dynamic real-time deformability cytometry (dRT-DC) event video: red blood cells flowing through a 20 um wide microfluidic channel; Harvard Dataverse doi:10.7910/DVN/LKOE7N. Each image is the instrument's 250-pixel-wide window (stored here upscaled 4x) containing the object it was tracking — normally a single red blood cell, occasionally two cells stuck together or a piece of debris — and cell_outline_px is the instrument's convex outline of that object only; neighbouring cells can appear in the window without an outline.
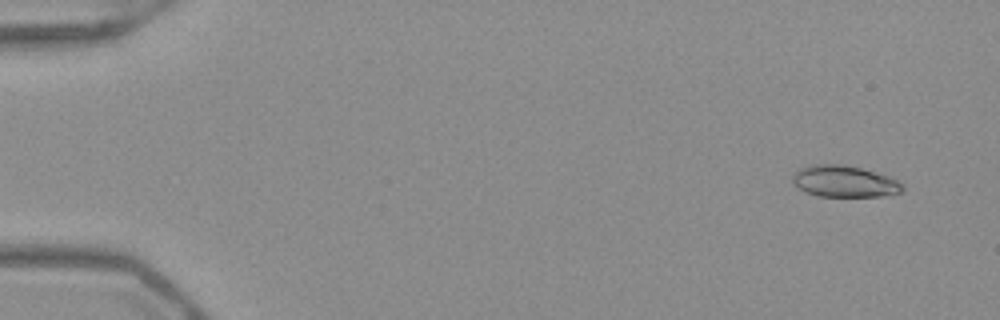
{"species": "Egyptian fruit bat (a non-hibernating species)", "species_latin": "Rousettus aegyptiacus", "temperature_condition": "warm", "stored_images_in_passage": 52, "camera_frame_rate_fps": 3000, "um_per_image_px": 0.085, "frame": {"image": 1, "passage_image": 4, "time_ms": 1.0, "image_size_px": [1000, 320], "cell_outline_px": [[904, 188], [900, 192], [880, 196], [816, 196], [792, 184], [792, 176], [800, 168], [808, 164], [844, 164], [860, 168], [888, 176], [904, 184]], "centroid_in_image_um": [71.74, 15.41], "position_along_channel_um": 13.3, "area_um2": 20.11}}
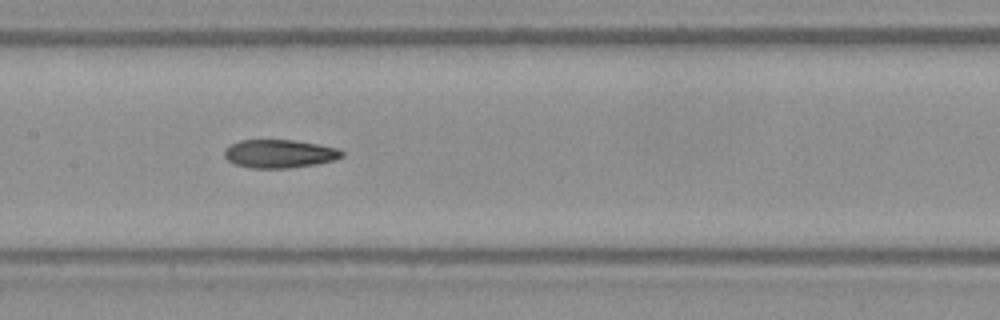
{"frame": {"image": 2, "passage_image": 27, "time_ms": 8.667, "image_size_px": [1000, 320], "cell_outline_px": [[344, 156], [336, 160], [316, 164], [288, 168], [248, 168], [236, 164], [228, 160], [224, 156], [224, 148], [240, 140], [296, 140], [320, 144], [340, 148], [344, 152]], "centroid_in_image_um": [23.8, 13.06], "position_along_channel_um": 183.6, "area_um2": 19.65}}
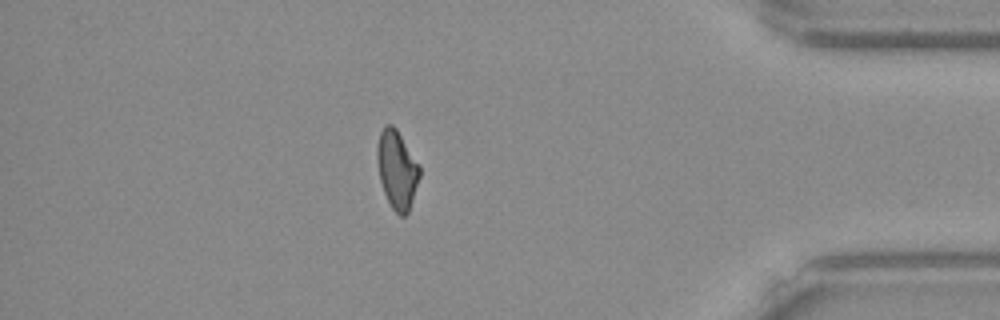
{"frame": {"image": 3, "passage_image": 46, "time_ms": 15.0, "image_size_px": [1000, 320], "cell_outline_px": [[420, 176], [408, 212], [404, 216], [400, 216], [392, 208], [384, 192], [380, 180], [376, 160], [376, 148], [380, 132], [384, 124], [392, 124], [396, 128], [420, 168]], "centroid_in_image_um": [33.71, 14.4], "position_along_channel_um": 401.5, "area_um2": 19.13}, "authors_computed_cell_mechanics": {"area_um2": 19.7387, "velocity_mm_per_s": 3.9956, "shape_relaxation_time_tau1_ms": null, "shape_relaxation_time_tau2_ms": 4.0878, "deformation_change_tau1": null, "deformation_change_tau2": 0.1194}}